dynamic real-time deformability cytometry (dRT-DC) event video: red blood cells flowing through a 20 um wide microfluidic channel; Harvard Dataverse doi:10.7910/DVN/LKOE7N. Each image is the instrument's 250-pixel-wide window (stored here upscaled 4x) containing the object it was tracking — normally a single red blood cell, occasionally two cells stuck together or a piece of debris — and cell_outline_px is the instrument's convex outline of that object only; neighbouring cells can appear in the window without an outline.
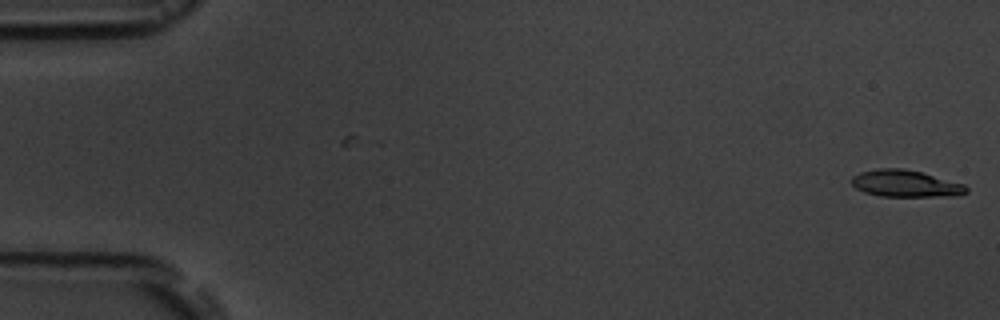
{"species": "common noctule bat (a hibernating species)", "species_latin": "Nyctalus noctula", "temperature_condition": "room temperature", "stored_images_in_passage": 2, "camera_frame_rate_fps": 3000, "um_per_image_px": 0.085, "animal": {"sex": "male", "body_mass_g": 19.5, "forearm_length_mm": 54.6}, "frame": {"image": 1, "passage_image": 2, "time_ms": 1.333, "image_size_px": [1000, 320], "cell_outline_px": [[968, 192], [956, 196], [880, 196], [864, 192], [856, 188], [852, 184], [852, 176], [860, 172], [880, 168], [904, 168], [920, 172], [964, 184], [968, 188]], "centroid_in_image_um": [76.97, 15.6], "position_along_channel_um": 8.0, "area_um2": 17.86}}